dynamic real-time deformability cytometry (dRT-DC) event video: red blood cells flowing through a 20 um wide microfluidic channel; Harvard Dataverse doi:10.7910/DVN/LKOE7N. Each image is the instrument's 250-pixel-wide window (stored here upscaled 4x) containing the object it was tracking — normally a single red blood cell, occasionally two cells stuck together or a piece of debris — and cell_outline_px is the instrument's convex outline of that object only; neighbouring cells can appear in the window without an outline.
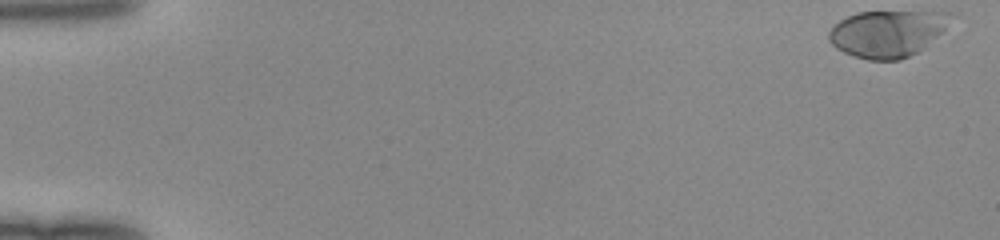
{"species": "human", "species_latin": "Homo sapiens", "temperature_condition": "room temperature", "stored_images_in_passage": 49, "camera_frame_rate_fps": 3000, "um_per_image_px": 0.085, "donor": {"sex": "female"}, "frame": {"image": 1, "passage_image": 1, "time_ms": 0.0, "image_size_px": [1000, 240], "cell_outline_px": [[960, 12], [924, 48], [900, 60], [868, 60], [844, 52], [836, 48], [828, 40], [828, 32], [840, 20], [856, 12]], "centroid_in_image_um": [75.45, 2.84], "position_along_channel_um": 9.6, "area_um2": 33.06}}
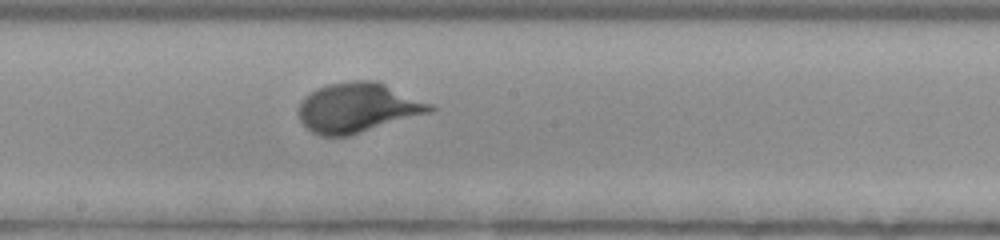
{"frame": {"image": 2, "passage_image": 28, "time_ms": 9.0, "image_size_px": [1000, 240], "cell_outline_px": [[436, 108], [432, 112], [348, 136], [320, 136], [312, 132], [300, 120], [300, 100], [304, 96], [316, 88], [328, 84], [352, 80], [376, 80], [432, 104]], "centroid_in_image_um": [30.41, 9.14], "position_along_channel_um": 217.8, "area_um2": 37.97}}
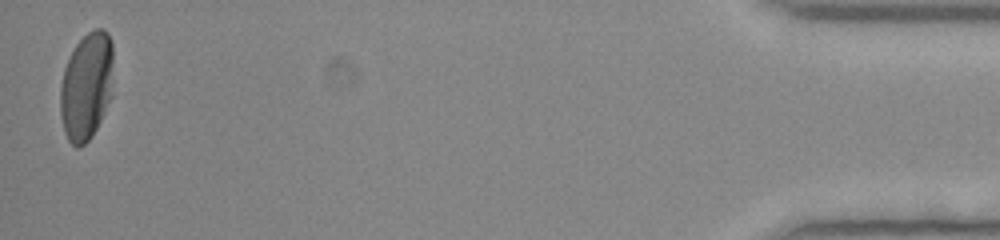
{"frame": {"image": 3, "passage_image": 49, "time_ms": 16.0, "image_size_px": [1000, 240], "cell_outline_px": [[112, 96], [92, 136], [84, 144], [76, 148], [68, 140], [64, 132], [60, 112], [60, 88], [64, 68], [76, 44], [88, 32], [96, 28], [104, 28], [108, 32], [112, 44]], "centroid_in_image_um": [7.35, 7.33], "position_along_channel_um": 427.8, "area_um2": 33.35}}